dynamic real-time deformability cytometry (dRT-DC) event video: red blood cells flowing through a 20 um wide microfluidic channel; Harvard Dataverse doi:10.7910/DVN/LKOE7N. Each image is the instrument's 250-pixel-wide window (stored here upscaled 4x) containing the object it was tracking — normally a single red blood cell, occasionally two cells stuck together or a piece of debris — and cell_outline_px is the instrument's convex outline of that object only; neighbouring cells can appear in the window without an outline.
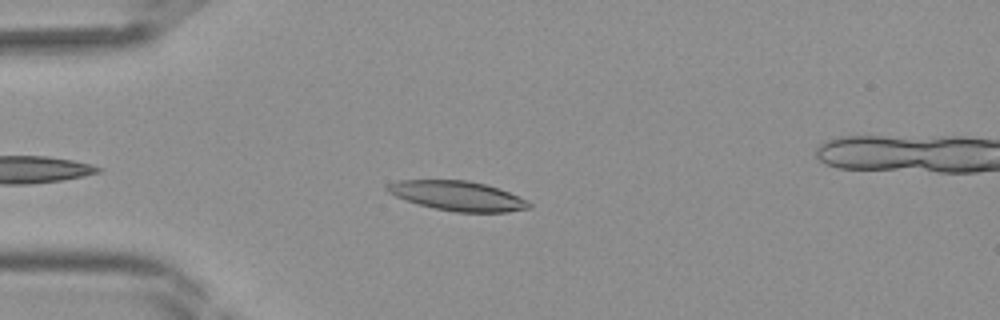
{"species": "Egyptian fruit bat (a non-hibernating species)", "species_latin": "Rousettus aegyptiacus", "temperature_condition": "room temperature", "stored_images_in_passage": 33, "camera_frame_rate_fps": 3000, "um_per_image_px": 0.085, "frame": {"image": 1, "passage_image": 5, "time_ms": 1.333, "image_size_px": [1000, 320], "cell_outline_px": [[532, 208], [508, 212], [456, 212], [436, 208], [420, 204], [396, 196], [388, 192], [384, 188], [388, 184], [400, 180], [468, 180], [484, 184], [508, 192], [528, 200], [532, 204]], "centroid_in_image_um": [38.94, 16.65], "position_along_channel_um": 46.1, "area_um2": 24.22}}
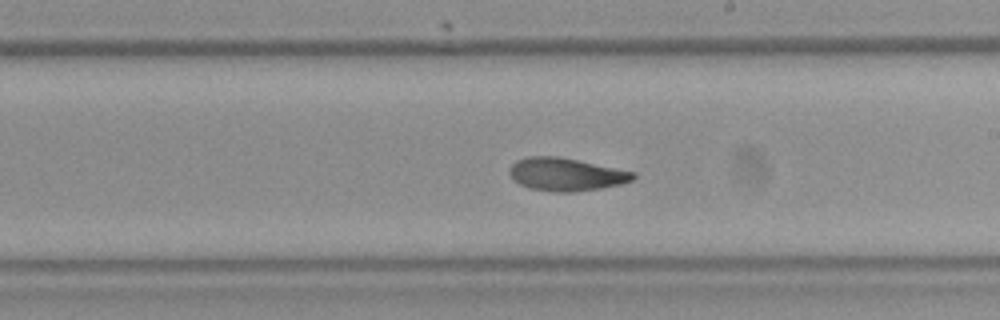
{"frame": {"image": 2, "passage_image": 18, "time_ms": 5.667, "image_size_px": [1000, 320], "cell_outline_px": [[636, 176], [632, 180], [620, 184], [600, 188], [572, 192], [556, 192], [528, 188], [520, 184], [508, 172], [508, 168], [516, 160], [528, 156], [556, 156], [636, 172]], "centroid_in_image_um": [48.09, 14.82], "position_along_channel_um": 240.9, "area_um2": 23.52}}
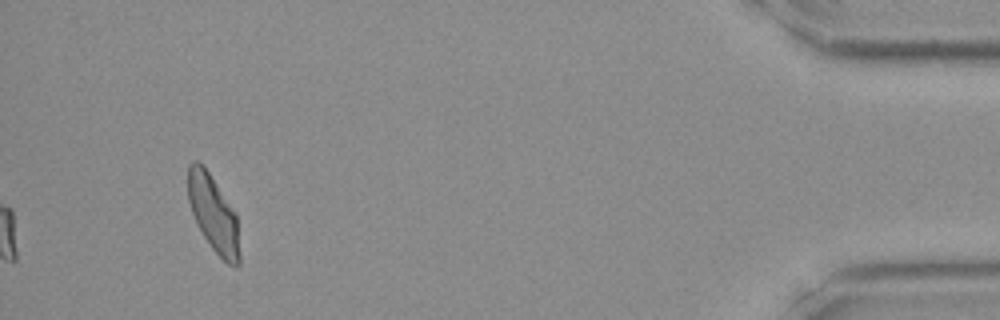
{"frame": {"image": 3, "passage_image": 33, "time_ms": 10.667, "image_size_px": [1000, 320], "cell_outline_px": [[240, 264], [228, 264], [212, 248], [204, 236], [192, 212], [188, 200], [188, 164], [192, 160], [200, 160], [236, 212], [240, 256]], "centroid_in_image_um": [18.13, 18.11], "position_along_channel_um": 417.1, "area_um2": 22.77}}